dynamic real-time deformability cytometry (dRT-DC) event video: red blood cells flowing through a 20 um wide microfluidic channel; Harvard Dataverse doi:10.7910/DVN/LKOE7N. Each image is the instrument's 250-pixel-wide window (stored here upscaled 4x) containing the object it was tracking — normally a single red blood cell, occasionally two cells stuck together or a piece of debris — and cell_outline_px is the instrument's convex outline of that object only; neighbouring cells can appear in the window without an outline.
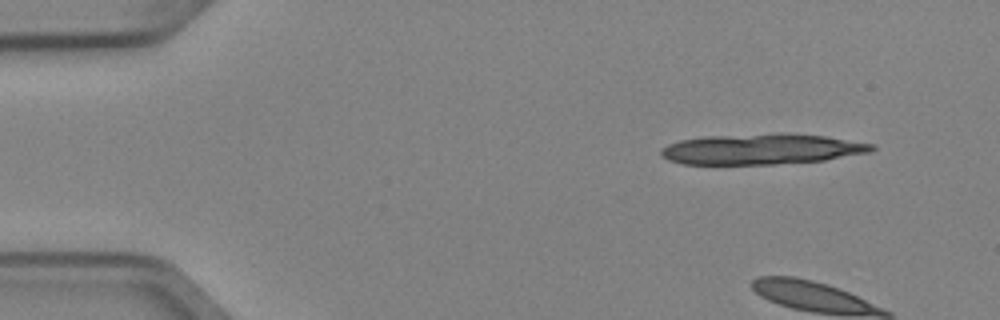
{"species": "Egyptian fruit bat (a non-hibernating species)", "species_latin": "Rousettus aegyptiacus", "temperature_condition": "cold", "stored_images_in_passage": 4, "camera_frame_rate_fps": 3000, "um_per_image_px": 0.085, "animal": {"sex": "female"}, "frame": {"image": 1, "passage_image": 1, "time_ms": 0.0, "image_size_px": [1000, 320], "cell_outline_px": [[876, 148], [872, 152], [824, 160], [776, 164], [684, 164], [668, 160], [660, 152], [660, 148], [668, 144], [680, 140], [704, 136], [780, 132], [824, 136], [876, 144]], "centroid_in_image_um": [64.76, 12.66], "position_along_channel_um": 20.2, "area_um2": 37.92}}